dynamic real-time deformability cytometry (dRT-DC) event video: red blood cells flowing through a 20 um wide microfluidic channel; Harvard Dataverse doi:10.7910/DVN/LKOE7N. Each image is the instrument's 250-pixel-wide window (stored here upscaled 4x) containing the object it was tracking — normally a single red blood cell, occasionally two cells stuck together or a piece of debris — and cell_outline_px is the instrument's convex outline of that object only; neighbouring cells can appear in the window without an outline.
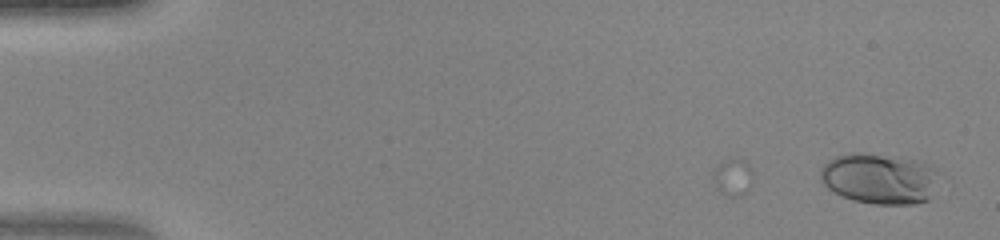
{"species": "human", "species_latin": "Homo sapiens", "temperature_condition": "warm", "stored_images_in_passage": 37, "camera_frame_rate_fps": 3000, "um_per_image_px": 0.085, "donor": {"sex": "female"}, "frame": {"image": 1, "passage_image": 1, "time_ms": 0.0, "image_size_px": [1000, 240], "cell_outline_px": [[928, 200], [916, 204], [876, 204], [852, 200], [828, 188], [820, 180], [820, 172], [824, 164], [828, 160], [836, 156], [852, 152], [860, 152], [920, 160], [928, 168]], "centroid_in_image_um": [74.54, 15.17], "position_along_channel_um": 10.5, "area_um2": 33.41}}
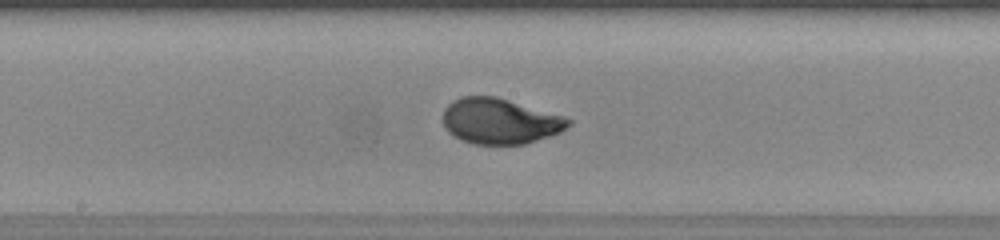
{"frame": {"image": 2, "passage_image": 25, "time_ms": 8.0, "image_size_px": [1000, 240], "cell_outline_px": [[572, 124], [568, 128], [560, 132], [524, 144], [472, 144], [460, 140], [452, 136], [448, 132], [444, 124], [444, 108], [452, 100], [460, 96], [496, 96], [560, 116], [572, 120]], "centroid_in_image_um": [42.44, 10.3], "position_along_channel_um": 205.8, "area_um2": 33.12}}
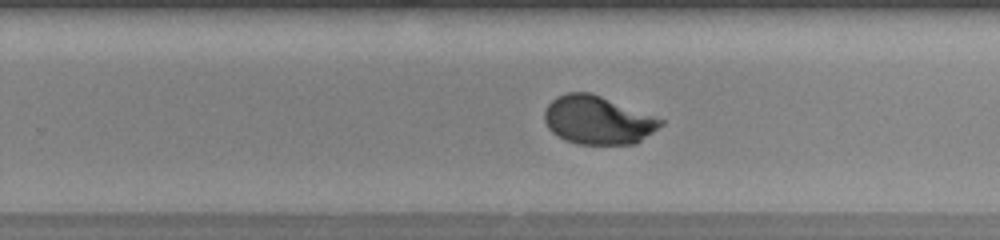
{"frame": {"image": 3, "passage_image": 30, "time_ms": 9.667, "image_size_px": [1000, 240], "cell_outline_px": [[664, 124], [636, 144], [576, 144], [564, 140], [552, 132], [548, 128], [544, 120], [544, 112], [548, 104], [556, 96], [568, 92], [588, 92], [600, 96], [664, 120]], "centroid_in_image_um": [50.78, 10.22], "position_along_channel_um": 279.0, "area_um2": 32.54}}